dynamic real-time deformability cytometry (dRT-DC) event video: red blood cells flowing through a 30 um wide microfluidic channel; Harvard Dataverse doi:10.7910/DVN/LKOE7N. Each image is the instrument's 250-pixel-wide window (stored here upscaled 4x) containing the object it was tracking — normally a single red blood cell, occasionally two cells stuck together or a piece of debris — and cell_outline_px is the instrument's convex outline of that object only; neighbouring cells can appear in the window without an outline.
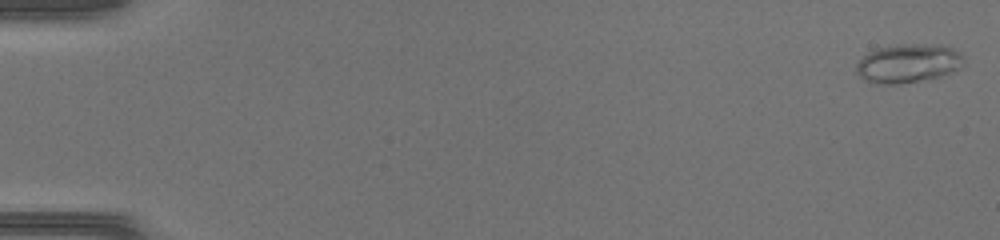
{"species": "common noctule bat (a hibernating species)", "species_latin": "Nyctalus noctula", "temperature_condition": "warm", "stored_images_in_passage": 46, "camera_frame_rate_fps": 3000, "um_per_image_px": 0.085, "animal": {"sex": "female", "body_mass_g": 17.0, "forearm_length_mm": 48.0}, "frame": {"image": 1, "passage_image": 1, "time_ms": 0.0, "image_size_px": [1000, 240], "cell_outline_px": [[964, 64], [960, 68], [940, 76], [900, 84], [872, 84], [860, 76], [856, 72], [856, 64], [868, 52], [876, 48], [900, 44], [940, 44], [952, 48], [960, 52], [964, 56]], "centroid_in_image_um": [77.2, 5.37], "position_along_channel_um": 7.8, "area_um2": 24.45}}
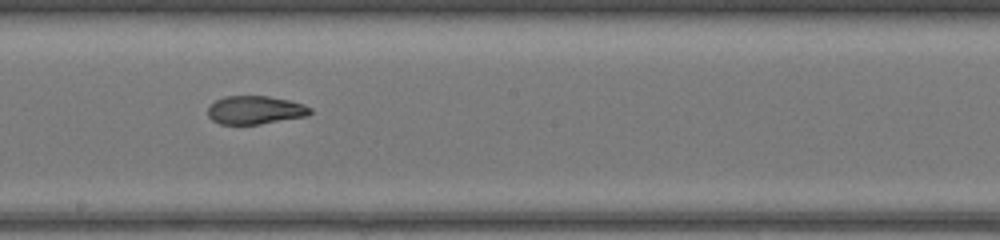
{"frame": {"image": 2, "passage_image": 27, "time_ms": 8.667, "image_size_px": [1000, 240], "cell_outline_px": [[312, 112], [308, 116], [260, 124], [220, 124], [212, 120], [208, 116], [208, 104], [224, 96], [268, 96], [288, 100], [304, 104], [312, 108]], "centroid_in_image_um": [21.69, 9.35], "position_along_channel_um": 226.5, "area_um2": 17.05}}
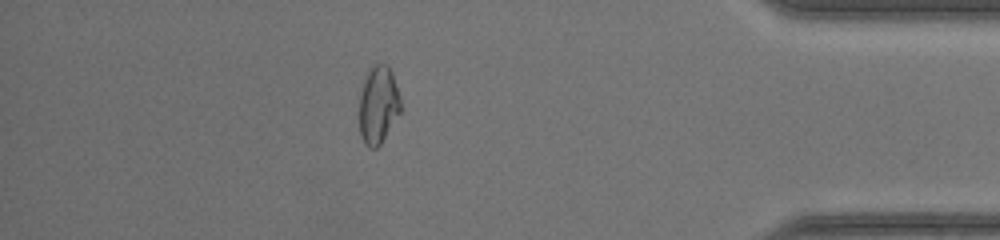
{"frame": {"image": 3, "passage_image": 41, "time_ms": 13.333, "image_size_px": [1000, 240], "cell_outline_px": [[400, 112], [380, 144], [376, 148], [368, 148], [364, 144], [360, 136], [360, 92], [364, 80], [372, 64], [388, 64], [392, 72], [400, 96]], "centroid_in_image_um": [32.14, 8.9], "position_along_channel_um": 403.1, "area_um2": 18.67}}